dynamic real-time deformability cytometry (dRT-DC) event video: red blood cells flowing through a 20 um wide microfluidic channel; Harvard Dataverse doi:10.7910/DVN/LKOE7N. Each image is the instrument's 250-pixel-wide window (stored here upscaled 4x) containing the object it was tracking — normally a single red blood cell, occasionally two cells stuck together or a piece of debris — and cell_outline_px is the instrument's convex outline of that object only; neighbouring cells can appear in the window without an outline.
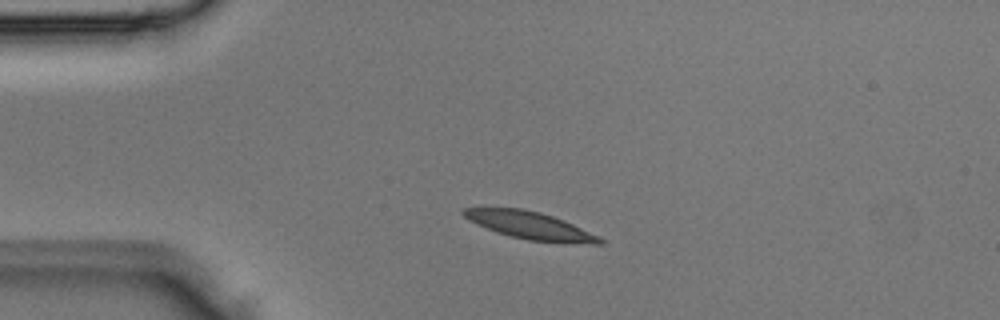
{"species": "Egyptian fruit bat (a non-hibernating species)", "species_latin": "Rousettus aegyptiacus", "temperature_condition": "room temperature", "stored_images_in_passage": 2, "camera_frame_rate_fps": 3000, "um_per_image_px": 0.085, "animal": {"sex": "male"}, "frame": {"image": 1, "passage_image": 1, "time_ms": 0.0, "image_size_px": [1000, 320], "cell_outline_px": [[604, 244], [564, 244], [528, 240], [496, 232], [476, 224], [468, 220], [460, 212], [460, 208], [520, 208], [540, 212], [564, 220], [600, 236], [604, 240]], "centroid_in_image_um": [45.1, 19.18], "position_along_channel_um": 39.9, "area_um2": 22.14}}